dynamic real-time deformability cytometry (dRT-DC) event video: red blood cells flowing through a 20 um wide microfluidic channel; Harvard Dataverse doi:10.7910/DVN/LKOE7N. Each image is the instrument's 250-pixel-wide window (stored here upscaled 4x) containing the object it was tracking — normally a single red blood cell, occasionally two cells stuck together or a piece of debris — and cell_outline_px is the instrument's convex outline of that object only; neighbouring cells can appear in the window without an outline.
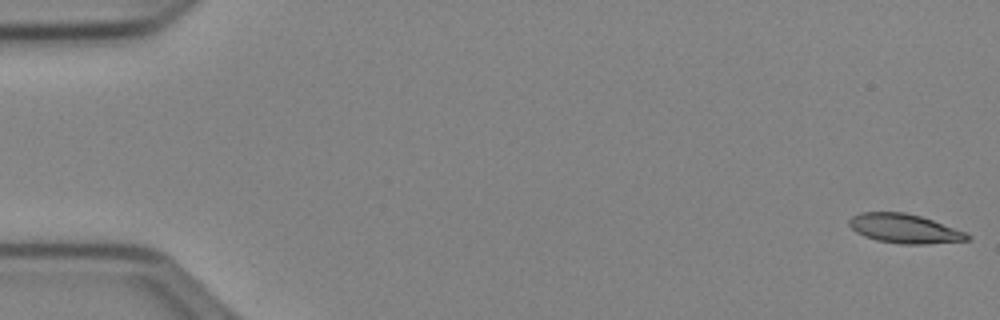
{"species": "Egyptian fruit bat (a non-hibernating species)", "species_latin": "Rousettus aegyptiacus", "temperature_condition": "cold", "stored_images_in_passage": 52, "camera_frame_rate_fps": 3000, "um_per_image_px": 0.085, "animal": {"sex": "female"}, "frame": {"image": 1, "passage_image": 1, "time_ms": 0.0, "image_size_px": [1000, 320], "cell_outline_px": [[972, 236], [968, 240], [924, 244], [900, 244], [876, 240], [864, 236], [856, 232], [848, 224], [848, 220], [852, 216], [860, 212], [904, 212], [920, 216], [932, 220], [964, 232]], "centroid_in_image_um": [76.83, 19.43], "position_along_channel_um": 8.2, "area_um2": 19.94}}
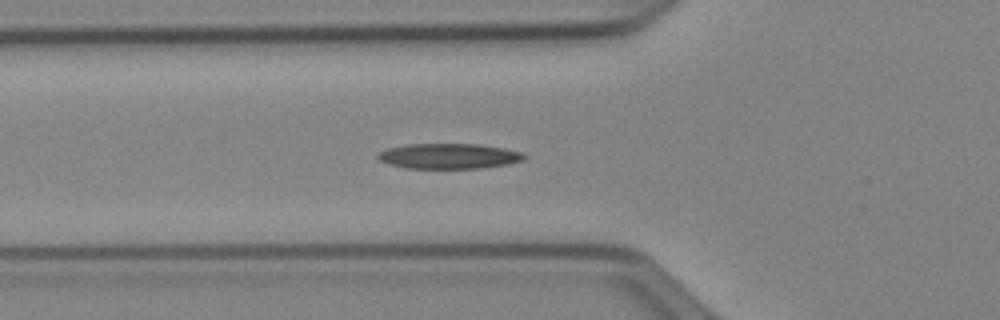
{"frame": {"image": 2, "passage_image": 19, "time_ms": 6.0, "image_size_px": [1000, 320], "cell_outline_px": [[528, 156], [524, 160], [508, 164], [480, 168], [404, 168], [388, 164], [380, 160], [376, 156], [380, 152], [388, 148], [408, 144], [476, 144], [504, 148], [520, 152]], "centroid_in_image_um": [38.16, 13.27], "position_along_channel_um": 87.6, "area_um2": 21.5}}
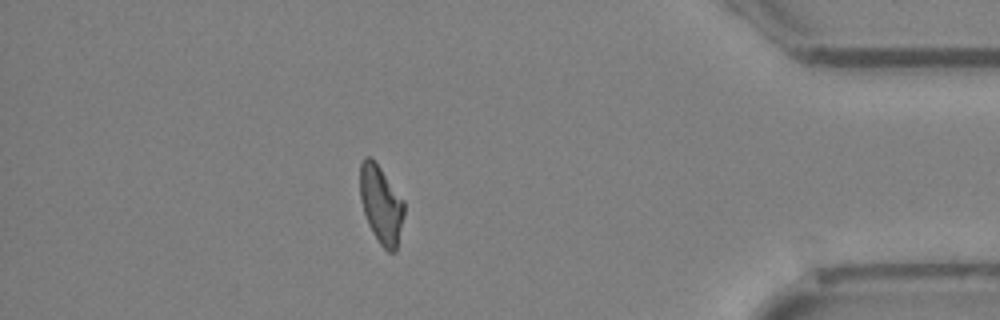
{"frame": {"image": 3, "passage_image": 46, "time_ms": 15.0, "image_size_px": [1000, 320], "cell_outline_px": [[404, 216], [396, 252], [388, 252], [380, 244], [372, 232], [368, 224], [360, 200], [360, 164], [364, 156], [372, 156], [404, 200]], "centroid_in_image_um": [32.39, 17.36], "position_along_channel_um": 402.8, "area_um2": 20.23}, "authors_computed_cell_mechanics": {"area_um2": 20.6346, "velocity_mm_per_s": 3.9269, "shape_relaxation_time_tau1_ms": null, "shape_relaxation_time_tau2_ms": 5.1911, "deformation_change_tau1": null, "deformation_change_tau2": 0.1368}}